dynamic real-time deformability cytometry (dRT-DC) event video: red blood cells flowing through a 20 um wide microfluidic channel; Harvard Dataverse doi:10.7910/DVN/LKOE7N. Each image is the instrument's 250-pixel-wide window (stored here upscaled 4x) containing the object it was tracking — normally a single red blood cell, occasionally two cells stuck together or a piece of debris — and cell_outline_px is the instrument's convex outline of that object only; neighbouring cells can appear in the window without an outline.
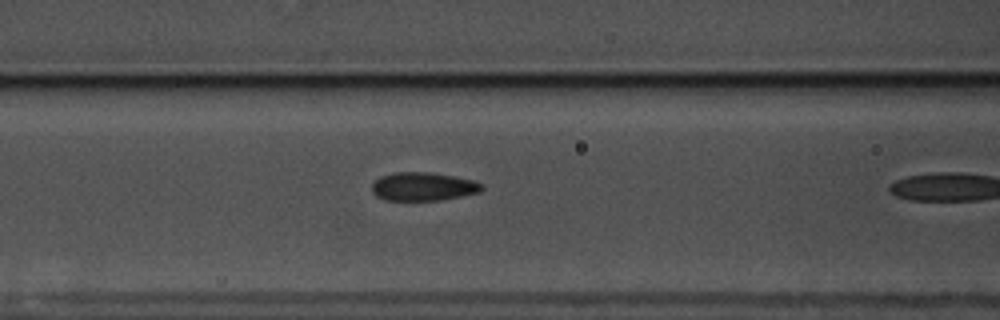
{"species": "common noctule bat (a hibernating species)", "species_latin": "Nyctalus noctula", "temperature_condition": "warm", "stored_images_in_passage": 7, "camera_frame_rate_fps": 3000, "um_per_image_px": 0.085, "animal": {"sex": "male", "body_mass_g": 17.5, "forearm_length_mm": 52.3}, "frame": {"image": 1, "passage_image": 6, "time_ms": 1.667, "image_size_px": [1000, 320], "cell_outline_px": [[484, 188], [480, 192], [440, 200], [384, 200], [376, 196], [372, 192], [372, 184], [380, 176], [392, 172], [432, 172], [472, 180], [484, 184]], "centroid_in_image_um": [35.95, 15.85], "position_along_channel_um": 130.7, "area_um2": 18.26}}